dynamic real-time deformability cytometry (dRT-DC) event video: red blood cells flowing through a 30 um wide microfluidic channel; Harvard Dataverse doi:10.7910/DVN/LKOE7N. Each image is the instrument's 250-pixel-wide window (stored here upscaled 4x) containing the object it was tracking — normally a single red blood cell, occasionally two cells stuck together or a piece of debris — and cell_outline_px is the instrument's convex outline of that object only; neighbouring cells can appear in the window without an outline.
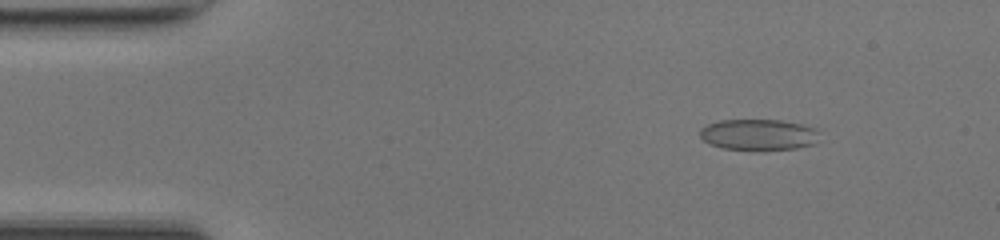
{"species": "common noctule bat (a hibernating species)", "species_latin": "Nyctalus noctula", "temperature_condition": "room temperature", "stored_images_in_passage": 48, "camera_frame_rate_fps": 3000, "um_per_image_px": 0.085, "animal": {"sex": "female", "body_mass_g": 17.0, "forearm_length_mm": 48.0}, "frame": {"image": 1, "passage_image": 6, "time_ms": 1.667, "image_size_px": [1000, 240], "cell_outline_px": [[820, 132], [816, 144], [796, 148], [724, 148], [708, 144], [700, 136], [700, 128], [708, 124], [720, 120], [780, 120], [800, 124], [816, 128]], "centroid_in_image_um": [64.49, 11.42], "position_along_channel_um": 20.5, "area_um2": 21.21}}
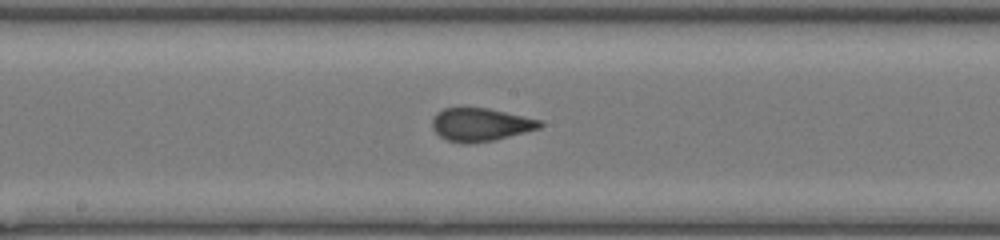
{"frame": {"image": 2, "passage_image": 25, "time_ms": 8.0, "image_size_px": [1000, 240], "cell_outline_px": [[544, 124], [540, 128], [492, 140], [464, 144], [460, 144], [448, 140], [440, 136], [432, 128], [432, 116], [436, 112], [444, 108], [464, 104], [488, 108], [540, 120]], "centroid_in_image_um": [40.75, 10.54], "position_along_channel_um": 207.4, "area_um2": 21.21}}
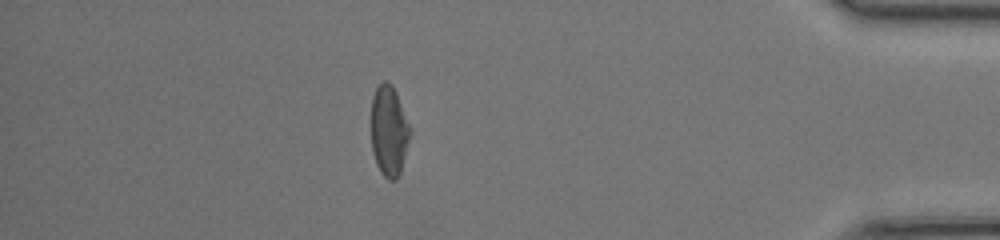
{"frame": {"image": 3, "passage_image": 42, "time_ms": 13.667, "image_size_px": [1000, 240], "cell_outline_px": [[412, 132], [400, 172], [396, 180], [388, 180], [380, 172], [376, 164], [372, 152], [372, 96], [376, 88], [384, 80], [388, 80], [392, 84], [396, 92], [412, 128]], "centroid_in_image_um": [33.08, 11.12], "position_along_channel_um": 402.1, "area_um2": 20.81}, "authors_computed_cell_mechanics": {"area_um2": 21.0103, "velocity_mm_per_s": 4.274, "shape_relaxation_time_tau1_ms": 6.1667, "shape_relaxation_time_tau2_ms": 0.9303, "deformation_change_tau1": 0.1974, "deformation_change_tau2": 0.0611}}